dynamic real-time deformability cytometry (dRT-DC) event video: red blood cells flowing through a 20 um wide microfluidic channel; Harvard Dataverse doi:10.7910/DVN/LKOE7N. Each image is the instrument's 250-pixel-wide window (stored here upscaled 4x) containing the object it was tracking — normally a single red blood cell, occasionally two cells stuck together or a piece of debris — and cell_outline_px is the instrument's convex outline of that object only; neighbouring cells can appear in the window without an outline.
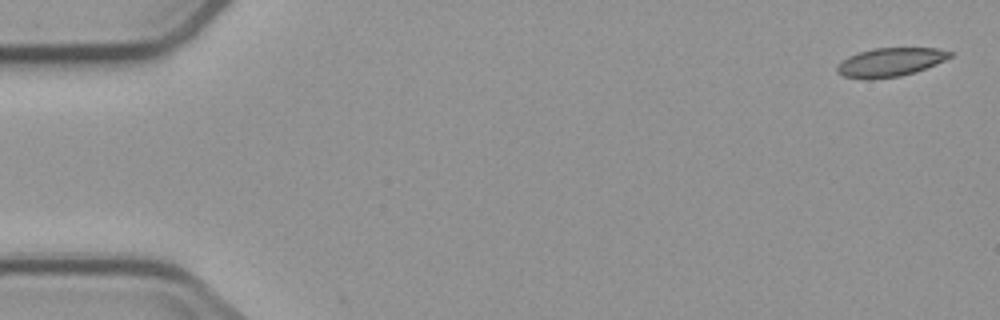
{"species": "common noctule bat (a hibernating species)", "species_latin": "Nyctalus noctula", "temperature_condition": "cold", "stored_images_in_passage": 5, "camera_frame_rate_fps": 3000, "um_per_image_px": 0.085, "animal": {"sex": "male", "body_mass_g": 23.1, "forearm_length_mm": 52.7}, "frame": {"image": 1, "passage_image": 1, "time_ms": 0.0, "image_size_px": [1000, 320], "cell_outline_px": [[952, 56], [936, 64], [916, 72], [900, 76], [872, 80], [864, 80], [844, 76], [836, 72], [836, 68], [848, 56], [872, 48], [936, 48], [952, 52]], "centroid_in_image_um": [75.66, 5.3], "position_along_channel_um": 9.3, "area_um2": 18.9}}
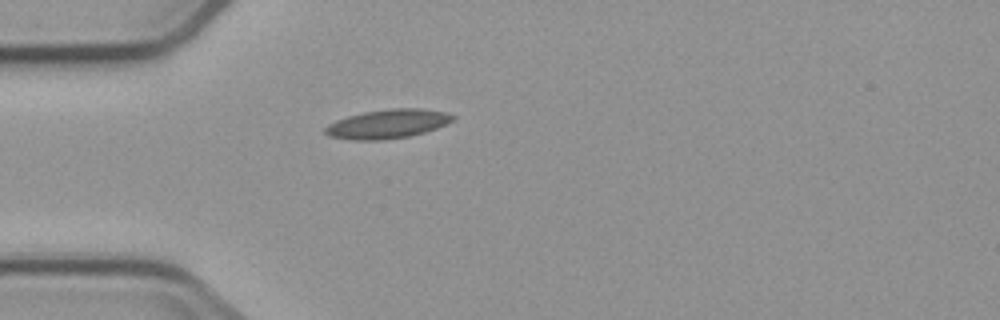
{"frame": {"image": 2, "passage_image": 5, "time_ms": 4.667, "image_size_px": [1000, 320], "cell_outline_px": [[456, 116], [448, 124], [424, 132], [408, 136], [380, 140], [352, 140], [328, 136], [324, 132], [324, 128], [328, 124], [336, 120], [348, 116], [364, 112], [388, 108], [424, 108], [448, 112]], "centroid_in_image_um": [32.96, 10.52], "position_along_channel_um": 52.0, "area_um2": 21.73}}